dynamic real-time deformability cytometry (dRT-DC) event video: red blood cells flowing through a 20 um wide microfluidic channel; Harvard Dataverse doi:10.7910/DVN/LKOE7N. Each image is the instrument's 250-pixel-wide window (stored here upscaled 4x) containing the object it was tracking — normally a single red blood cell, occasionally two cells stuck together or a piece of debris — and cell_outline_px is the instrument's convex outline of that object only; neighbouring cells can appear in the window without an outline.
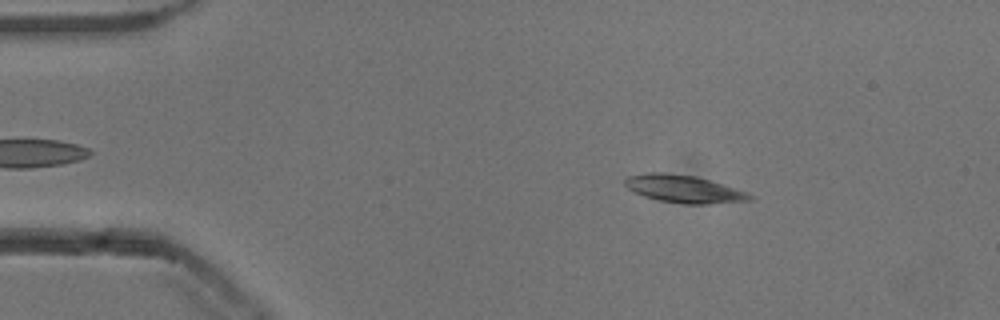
{"species": "common noctule bat (a hibernating species)", "species_latin": "Nyctalus noctula", "temperature_condition": "cold", "stored_images_in_passage": 52, "camera_frame_rate_fps": 3000, "um_per_image_px": 0.085, "animal": {"sex": "male", "body_mass_g": 13.3}, "frame": {"image": 1, "passage_image": 8, "time_ms": 2.333, "image_size_px": [1000, 320], "cell_outline_px": [[756, 200], [708, 204], [684, 204], [660, 200], [644, 196], [632, 192], [624, 184], [624, 180], [628, 176], [648, 172], [664, 172], [696, 176], [724, 184], [748, 192], [756, 196]], "centroid_in_image_um": [58.18, 16.06], "position_along_channel_um": 26.8, "area_um2": 20.4}}
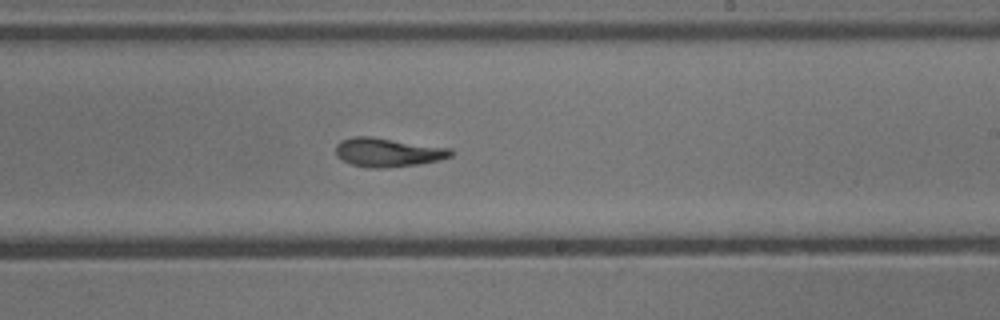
{"frame": {"image": 2, "passage_image": 31, "time_ms": 10.0, "image_size_px": [1000, 320], "cell_outline_px": [[452, 156], [440, 160], [420, 164], [384, 168], [368, 168], [352, 164], [336, 156], [336, 144], [340, 140], [352, 136], [368, 136], [452, 148]], "centroid_in_image_um": [32.97, 12.95], "position_along_channel_um": 256.0, "area_um2": 19.42}}
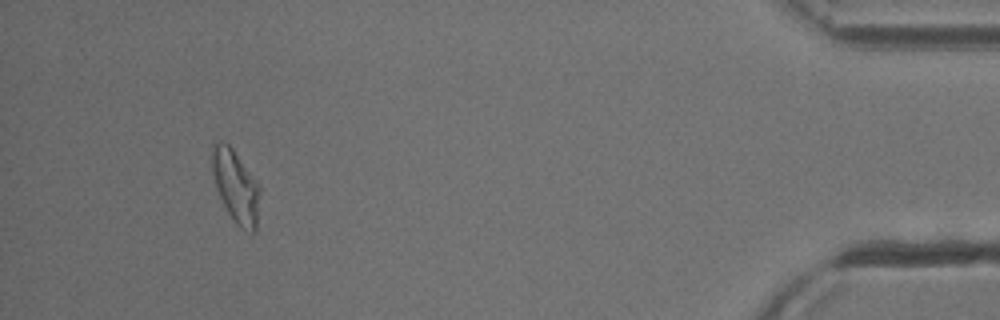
{"frame": {"image": 3, "passage_image": 49, "time_ms": 16.0, "image_size_px": [1000, 320], "cell_outline_px": [[260, 188], [256, 232], [252, 232], [240, 228], [236, 224], [228, 212], [216, 188], [212, 172], [212, 144], [216, 140], [224, 140], [232, 148], [260, 184]], "centroid_in_image_um": [20.04, 15.8], "position_along_channel_um": 415.2, "area_um2": 20.29}, "authors_computed_cell_mechanics": {"area_um2": 19.3052, "velocity_mm_per_s": 3.8248, "shape_relaxation_time_tau1_ms": 5.2866, "shape_relaxation_time_tau2_ms": 6.0978, "deformation_change_tau1": 0.1707, "deformation_change_tau2": 0.1538}}